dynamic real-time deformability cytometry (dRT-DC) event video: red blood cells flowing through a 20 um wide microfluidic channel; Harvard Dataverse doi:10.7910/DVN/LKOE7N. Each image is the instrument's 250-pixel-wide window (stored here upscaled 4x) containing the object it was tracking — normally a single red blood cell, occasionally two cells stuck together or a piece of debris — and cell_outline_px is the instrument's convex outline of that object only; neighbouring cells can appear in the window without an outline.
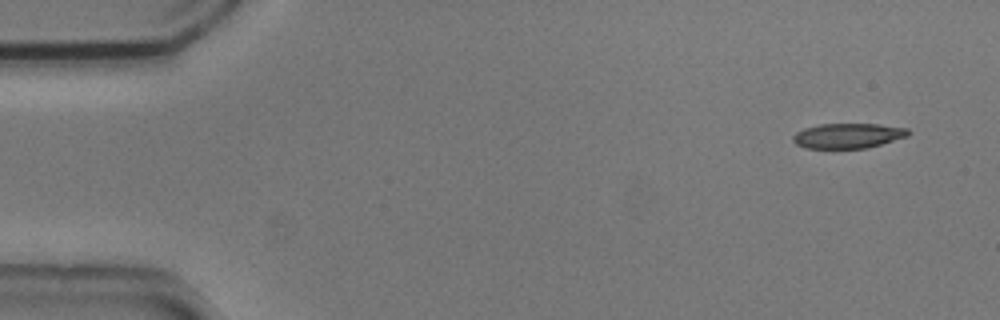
{"species": "common noctule bat (a hibernating species)", "species_latin": "Nyctalus noctula", "temperature_condition": "cold", "stored_images_in_passage": 8, "camera_frame_rate_fps": 3000, "um_per_image_px": 0.085, "animal": {"sex": "male", "body_mass_g": 20.5, "forearm_length_mm": 52.5}, "frame": {"image": 1, "passage_image": 1, "time_ms": 0.0, "image_size_px": [1000, 320], "cell_outline_px": [[912, 132], [908, 136], [868, 148], [804, 148], [796, 144], [792, 140], [792, 136], [796, 132], [804, 128], [820, 124], [880, 124], [908, 128]], "centroid_in_image_um": [72.09, 11.53], "position_along_channel_um": 12.9, "area_um2": 16.94}}
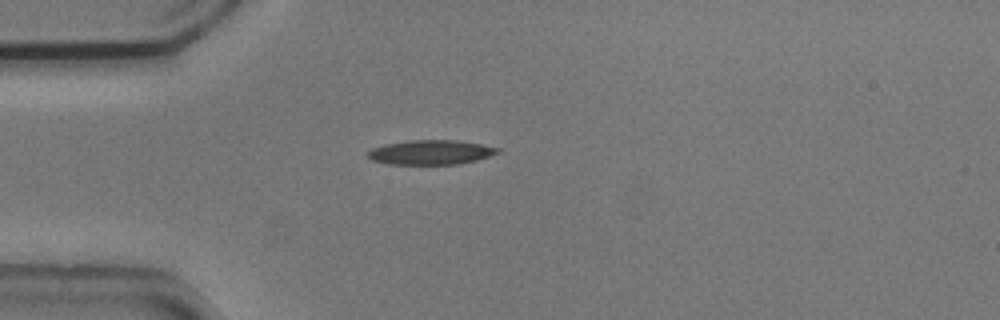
{"frame": {"image": 2, "passage_image": 4, "time_ms": 1.0, "image_size_px": [1000, 320], "cell_outline_px": [[500, 152], [476, 160], [456, 164], [388, 164], [372, 160], [368, 156], [368, 152], [372, 148], [388, 144], [412, 140], [456, 140], [480, 144], [500, 148]], "centroid_in_image_um": [36.63, 12.95], "position_along_channel_um": 48.4, "area_um2": 18.26}}